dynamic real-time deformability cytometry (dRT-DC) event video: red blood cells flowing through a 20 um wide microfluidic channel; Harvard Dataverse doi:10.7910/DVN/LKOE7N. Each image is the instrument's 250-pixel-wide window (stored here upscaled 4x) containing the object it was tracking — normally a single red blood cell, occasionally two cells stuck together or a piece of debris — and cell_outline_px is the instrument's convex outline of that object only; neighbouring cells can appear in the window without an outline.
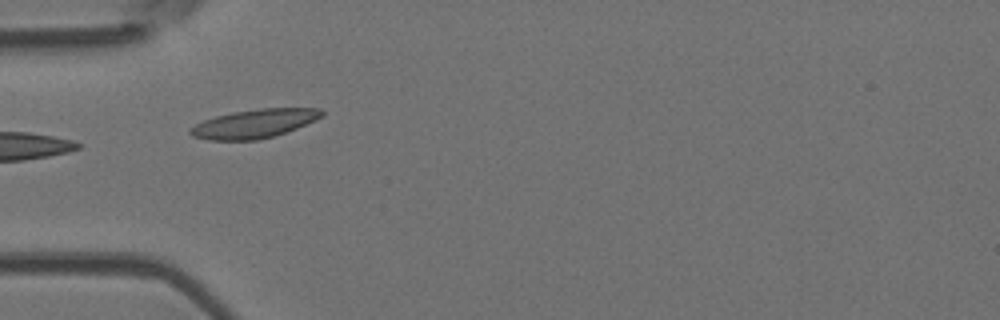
{"species": "Egyptian fruit bat (a non-hibernating species)", "species_latin": "Rousettus aegyptiacus", "temperature_condition": "room temperature", "stored_images_in_passage": 7, "camera_frame_rate_fps": 3000, "um_per_image_px": 0.085, "animal": {"sex": "female"}, "frame": {"image": 1, "passage_image": 5, "time_ms": 5.667, "image_size_px": [1000, 320], "cell_outline_px": [[324, 112], [316, 120], [296, 128], [272, 136], [256, 140], [208, 140], [192, 136], [188, 132], [188, 128], [204, 120], [216, 116], [232, 112], [260, 108], [320, 108]], "centroid_in_image_um": [21.57, 10.5], "position_along_channel_um": 63.4, "area_um2": 21.85}}
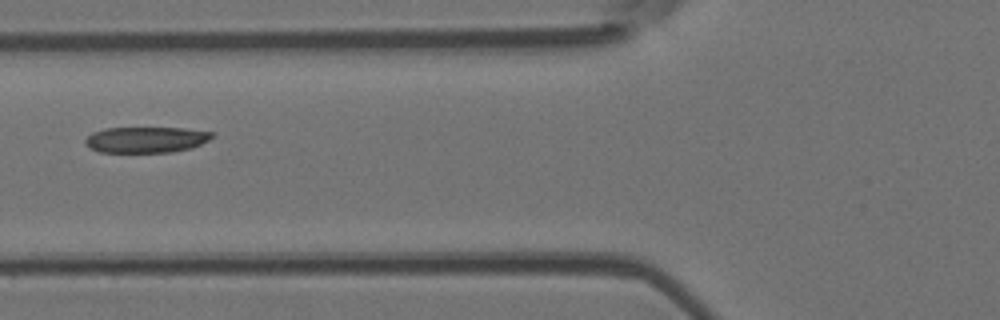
{"frame": {"image": 2, "passage_image": 6, "time_ms": 7.0, "image_size_px": [1000, 320], "cell_outline_px": [[216, 132], [208, 140], [192, 148], [172, 152], [100, 152], [84, 144], [84, 140], [92, 132], [104, 128], [184, 128]], "centroid_in_image_um": [12.42, 11.87], "position_along_channel_um": 113.4, "area_um2": 19.19}}
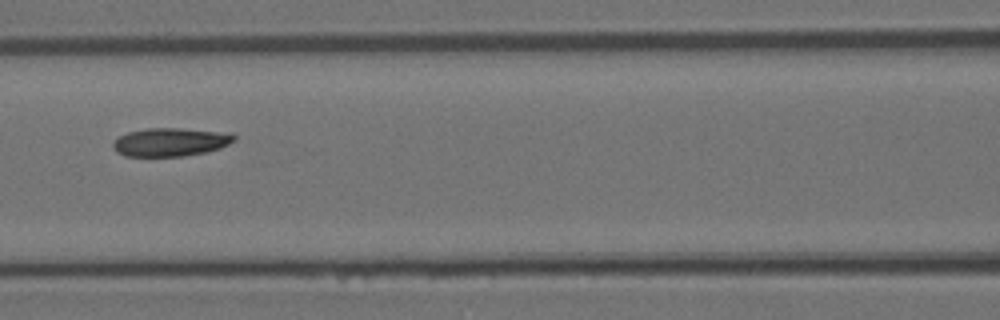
{"frame": {"image": 3, "passage_image": 7, "time_ms": 8.0, "image_size_px": [1000, 320], "cell_outline_px": [[236, 140], [220, 148], [208, 152], [184, 156], [124, 156], [116, 152], [112, 148], [112, 144], [120, 136], [128, 132], [148, 128], [180, 128], [232, 132], [236, 136]], "centroid_in_image_um": [14.53, 12.07], "position_along_channel_um": 152.1, "area_um2": 20.29}}